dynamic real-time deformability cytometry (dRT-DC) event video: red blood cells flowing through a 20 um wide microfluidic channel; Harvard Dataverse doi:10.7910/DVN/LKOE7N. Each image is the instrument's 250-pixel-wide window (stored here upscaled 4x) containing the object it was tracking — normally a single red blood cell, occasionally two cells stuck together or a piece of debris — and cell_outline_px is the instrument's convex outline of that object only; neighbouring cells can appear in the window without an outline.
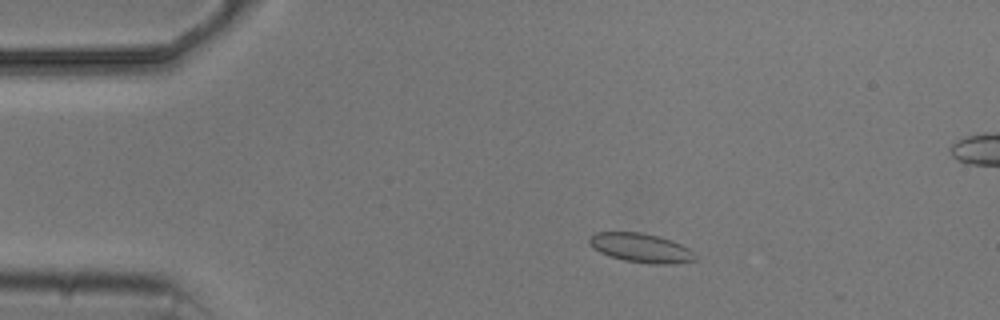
{"species": "common noctule bat (a hibernating species)", "species_latin": "Nyctalus noctula", "temperature_condition": "cold", "stored_images_in_passage": 5, "camera_frame_rate_fps": 3000, "um_per_image_px": 0.085, "animal": {"sex": "male", "body_mass_g": 20.5, "forearm_length_mm": 52.5}, "frame": {"image": 1, "passage_image": 3, "time_ms": 3.0, "image_size_px": [1000, 320], "cell_outline_px": [[696, 260], [672, 264], [652, 264], [624, 260], [600, 252], [592, 248], [588, 240], [588, 236], [596, 232], [640, 232], [660, 236], [672, 240], [688, 248], [696, 256]], "centroid_in_image_um": [54.46, 21.06], "position_along_channel_um": 30.5, "area_um2": 17.98}}